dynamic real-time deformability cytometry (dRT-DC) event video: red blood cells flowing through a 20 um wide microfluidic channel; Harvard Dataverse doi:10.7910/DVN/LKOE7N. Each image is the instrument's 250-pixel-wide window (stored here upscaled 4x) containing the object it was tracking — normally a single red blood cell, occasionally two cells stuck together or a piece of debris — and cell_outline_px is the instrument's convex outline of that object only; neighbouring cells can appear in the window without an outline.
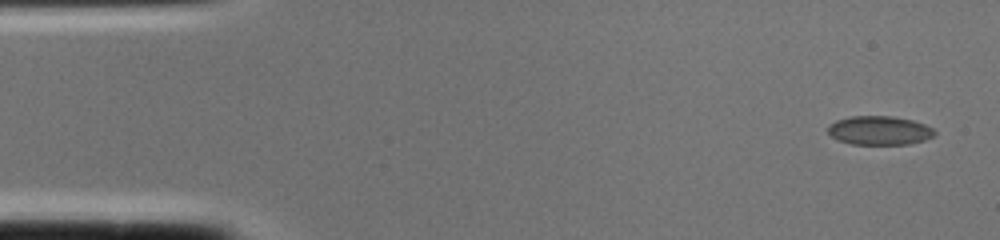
{"species": "common noctule bat (a hibernating species)", "species_latin": "Nyctalus noctula", "temperature_condition": "cold", "stored_images_in_passage": 2, "camera_frame_rate_fps": 3000, "um_per_image_px": 0.085, "animal": {"sex": "female", "body_mass_g": 22.0, "forearm_length_mm": 56.7}, "frame": {"image": 1, "passage_image": 1, "time_ms": 0.0, "image_size_px": [1000, 240], "cell_outline_px": [[936, 136], [924, 140], [908, 144], [852, 144], [840, 140], [832, 136], [828, 132], [828, 124], [836, 120], [852, 116], [892, 116], [912, 120], [924, 124], [932, 128], [936, 132]], "centroid_in_image_um": [74.77, 11.08], "position_along_channel_um": 10.2, "area_um2": 17.92}}
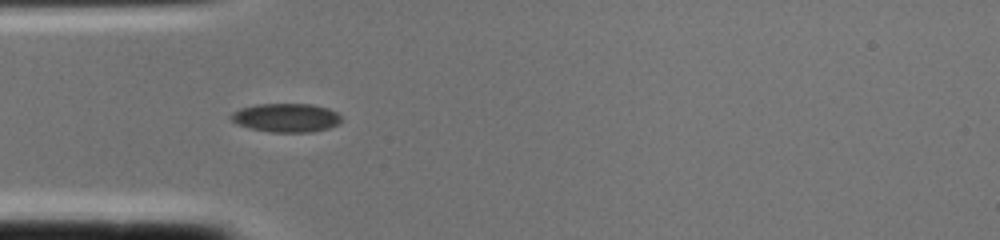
{"frame": {"image": 2, "passage_image": 2, "time_ms": 0.333, "image_size_px": [1000, 240], "cell_outline_px": [[340, 120], [336, 124], [328, 128], [312, 132], [272, 132], [248, 128], [236, 124], [228, 120], [228, 116], [232, 112], [240, 108], [256, 104], [312, 104], [328, 108], [336, 112], [340, 116]], "centroid_in_image_um": [24.23, 10.0], "position_along_channel_um": 60.8, "area_um2": 18.61}}